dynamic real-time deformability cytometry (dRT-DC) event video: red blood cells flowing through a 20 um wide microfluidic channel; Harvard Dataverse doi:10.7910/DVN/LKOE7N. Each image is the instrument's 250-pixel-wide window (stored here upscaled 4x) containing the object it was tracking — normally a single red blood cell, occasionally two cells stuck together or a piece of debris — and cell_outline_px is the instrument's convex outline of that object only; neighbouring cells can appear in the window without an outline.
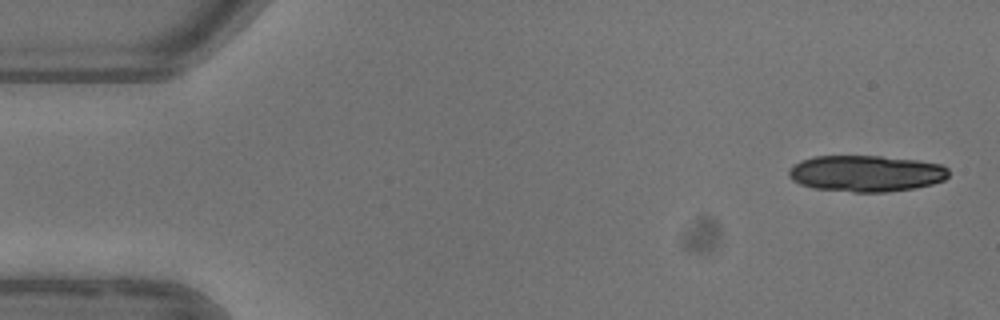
{"species": "common noctule bat (a hibernating species)", "species_latin": "Nyctalus noctula", "temperature_condition": "warm", "stored_images_in_passage": 5, "camera_frame_rate_fps": 3000, "um_per_image_px": 0.085, "animal": {"sex": "female"}, "frame": {"image": 1, "passage_image": 1, "time_ms": 0.0, "image_size_px": [1000, 320], "cell_outline_px": [[948, 176], [944, 180], [932, 184], [912, 188], [888, 192], [852, 192], [812, 188], [800, 184], [792, 180], [788, 176], [788, 172], [792, 164], [800, 160], [816, 156], [880, 156], [920, 160], [940, 164], [948, 168]], "centroid_in_image_um": [73.59, 14.74], "position_along_channel_um": 11.4, "area_um2": 34.1}}
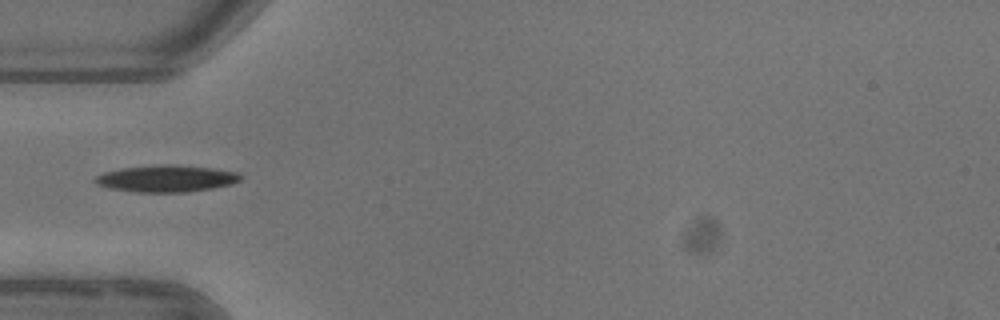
{"frame": {"image": 2, "passage_image": 5, "time_ms": 5.0, "image_size_px": [1000, 320], "cell_outline_px": [[240, 180], [228, 184], [208, 188], [184, 192], [136, 192], [112, 188], [96, 184], [96, 176], [104, 172], [120, 168], [160, 164], [176, 164], [212, 168], [236, 172], [240, 176]], "centroid_in_image_um": [14.09, 15.16], "position_along_channel_um": 70.9, "area_um2": 22.31}}